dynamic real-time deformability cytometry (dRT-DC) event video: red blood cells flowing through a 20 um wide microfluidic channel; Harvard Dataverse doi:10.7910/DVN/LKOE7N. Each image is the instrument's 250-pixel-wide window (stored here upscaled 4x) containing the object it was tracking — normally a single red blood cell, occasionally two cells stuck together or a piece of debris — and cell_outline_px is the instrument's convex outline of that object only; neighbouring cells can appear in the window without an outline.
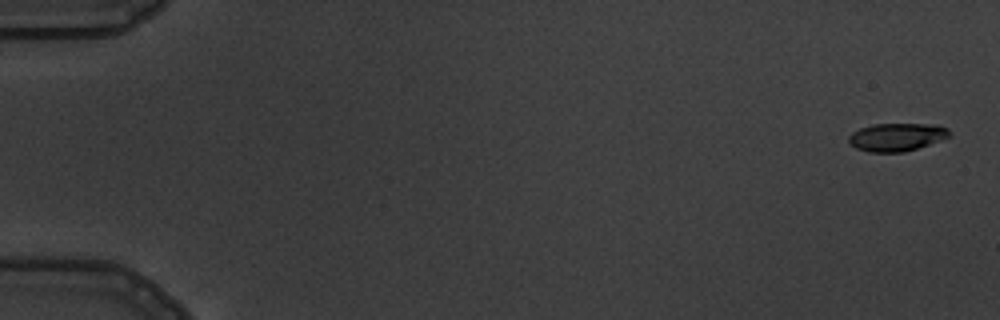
{"species": "common noctule bat (a hibernating species)", "species_latin": "Nyctalus noctula", "temperature_condition": "warm", "stored_images_in_passage": 6, "camera_frame_rate_fps": 3000, "um_per_image_px": 0.085, "animal": {"sex": "male", "body_mass_g": 19.5, "forearm_length_mm": 54.6}, "frame": {"image": 1, "passage_image": 1, "time_ms": 0.0, "image_size_px": [1000, 320], "cell_outline_px": [[952, 136], [904, 152], [868, 152], [856, 148], [848, 140], [848, 136], [852, 132], [860, 128], [872, 124], [940, 124], [948, 128]], "centroid_in_image_um": [76.24, 11.63], "position_along_channel_um": 8.8, "area_um2": 16.47}}
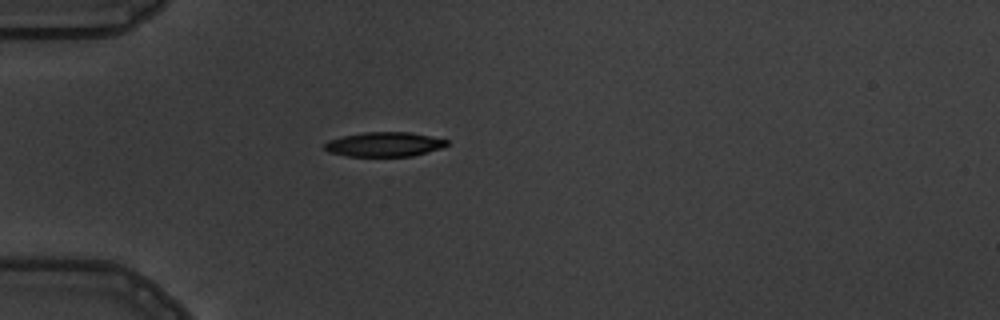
{"frame": {"image": 2, "passage_image": 5, "time_ms": 5.0, "image_size_px": [1000, 320], "cell_outline_px": [[448, 144], [440, 148], [412, 156], [348, 156], [328, 152], [324, 148], [324, 144], [328, 140], [344, 136], [364, 132], [408, 132], [448, 140]], "centroid_in_image_um": [32.62, 12.27], "position_along_channel_um": 52.4, "area_um2": 17.22}}